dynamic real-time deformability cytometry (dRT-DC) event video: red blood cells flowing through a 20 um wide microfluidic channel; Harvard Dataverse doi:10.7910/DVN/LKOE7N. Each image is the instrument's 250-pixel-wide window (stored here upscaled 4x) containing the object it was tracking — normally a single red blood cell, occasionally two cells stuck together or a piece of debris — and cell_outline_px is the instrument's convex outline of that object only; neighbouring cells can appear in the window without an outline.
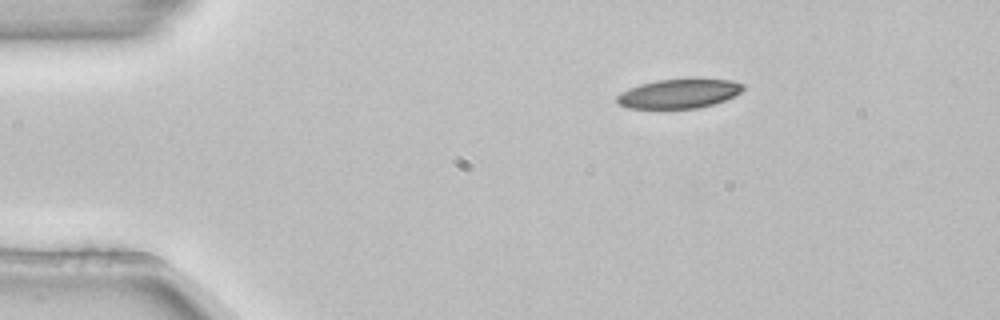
{"species": "common noctule bat (a hibernating species)", "species_latin": "Nyctalus noctula", "temperature_condition": "room temperature", "stored_images_in_passage": 4, "segment_of_instrument_passage": [1, 2], "camera_frame_rate_fps": 3000, "um_per_image_px": 0.085, "animal": {"sex": "female", "body_mass_g": 22.7, "forearm_length_mm": 54.2}, "frame": {"image": 1, "passage_image": 1, "time_ms": 0.0, "image_size_px": [1000, 320], "cell_outline_px": [[744, 88], [740, 92], [724, 100], [700, 108], [628, 108], [620, 104], [616, 100], [616, 96], [620, 92], [628, 88], [640, 84], [656, 80], [732, 80], [744, 84]], "centroid_in_image_um": [57.66, 7.97], "position_along_channel_um": 27.3, "area_um2": 21.1}}